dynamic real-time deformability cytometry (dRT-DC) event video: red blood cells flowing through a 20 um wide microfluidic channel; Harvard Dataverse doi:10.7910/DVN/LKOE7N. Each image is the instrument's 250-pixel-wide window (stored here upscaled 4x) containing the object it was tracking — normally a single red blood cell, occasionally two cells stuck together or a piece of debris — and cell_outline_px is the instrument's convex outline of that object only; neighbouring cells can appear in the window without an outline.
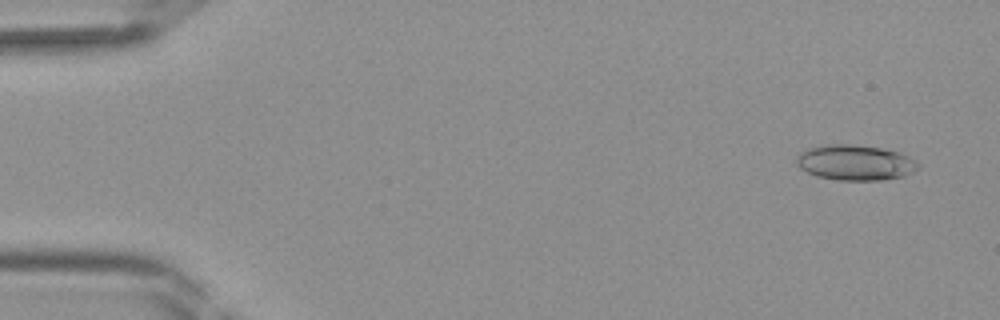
{"species": "Egyptian fruit bat (a non-hibernating species)", "species_latin": "Rousettus aegyptiacus", "temperature_condition": "room temperature", "stored_images_in_passage": 42, "camera_frame_rate_fps": 3000, "um_per_image_px": 0.085, "frame": {"image": 1, "passage_image": 3, "time_ms": 0.667, "image_size_px": [1000, 320], "cell_outline_px": [[920, 168], [904, 176], [880, 180], [840, 180], [816, 176], [800, 168], [796, 164], [796, 156], [800, 152], [808, 148], [828, 144], [848, 144], [880, 148], [900, 152], [916, 160], [920, 164]], "centroid_in_image_um": [72.7, 13.82], "position_along_channel_um": 12.3, "area_um2": 25.14}}
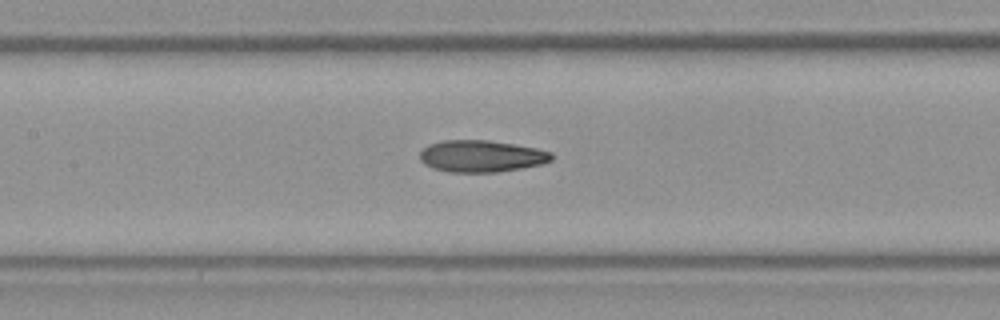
{"frame": {"image": 2, "passage_image": 20, "time_ms": 6.333, "image_size_px": [1000, 320], "cell_outline_px": [[556, 156], [552, 160], [544, 164], [496, 172], [448, 172], [432, 168], [424, 164], [420, 160], [420, 152], [428, 144], [440, 140], [488, 140], [536, 148], [552, 152]], "centroid_in_image_um": [40.92, 13.27], "position_along_channel_um": 166.5, "area_um2": 24.62}}
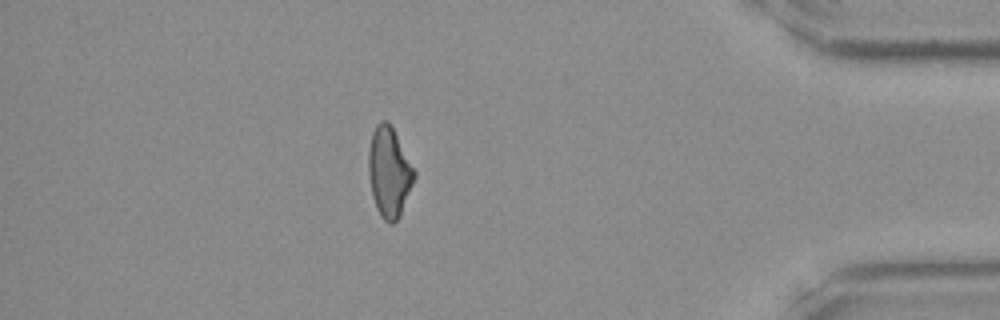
{"frame": {"image": 3, "passage_image": 37, "time_ms": 12.0, "image_size_px": [1000, 320], "cell_outline_px": [[416, 176], [400, 216], [392, 224], [388, 224], [380, 216], [376, 208], [372, 196], [368, 172], [368, 152], [372, 132], [376, 124], [380, 120], [388, 120], [416, 172]], "centroid_in_image_um": [33.06, 14.64], "position_along_channel_um": 402.1, "area_um2": 24.04}}